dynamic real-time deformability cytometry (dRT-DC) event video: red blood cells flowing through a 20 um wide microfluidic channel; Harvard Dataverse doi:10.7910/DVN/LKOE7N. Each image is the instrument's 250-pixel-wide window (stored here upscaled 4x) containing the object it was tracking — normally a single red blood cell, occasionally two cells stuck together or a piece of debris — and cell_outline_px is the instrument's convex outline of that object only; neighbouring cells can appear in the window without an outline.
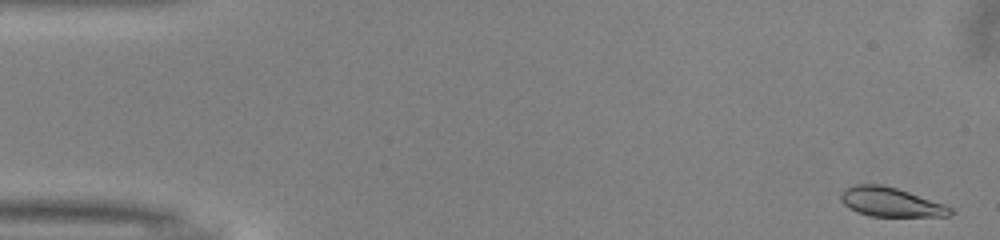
{"species": "common noctule bat (a hibernating species)", "species_latin": "Nyctalus noctula", "temperature_condition": "warm", "stored_images_in_passage": 50, "camera_frame_rate_fps": 3000, "um_per_image_px": 0.085, "animal": {"sex": "male", "body_mass_g": 13.0, "forearm_length_mm": 53.1}, "frame": {"image": 1, "passage_image": 1, "time_ms": 0.0, "image_size_px": [1000, 240], "cell_outline_px": [[956, 212], [948, 216], [868, 216], [856, 212], [848, 208], [840, 200], [840, 192], [844, 188], [852, 184], [880, 184], [896, 188], [944, 204], [952, 208]], "centroid_in_image_um": [75.66, 17.17], "position_along_channel_um": 9.3, "area_um2": 18.79}}
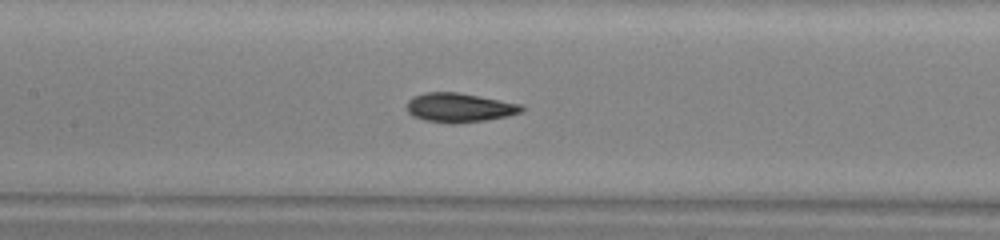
{"frame": {"image": 2, "passage_image": 23, "time_ms": 7.333, "image_size_px": [1000, 240], "cell_outline_px": [[524, 108], [520, 112], [508, 116], [484, 120], [452, 124], [424, 120], [412, 116], [408, 112], [408, 100], [412, 96], [428, 92], [456, 92], [480, 96], [524, 104]], "centroid_in_image_um": [39.05, 9.14], "position_along_channel_um": 168.3, "area_um2": 19.54}}
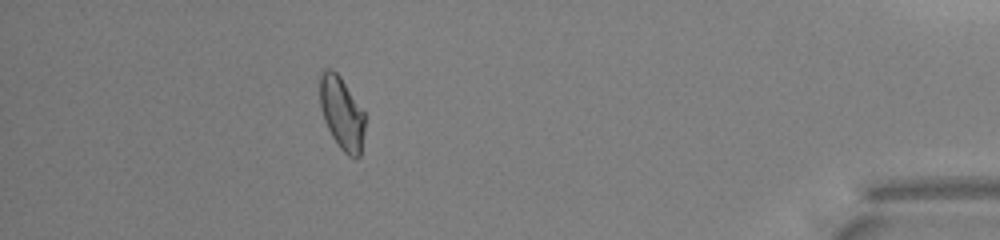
{"frame": {"image": 3, "passage_image": 45, "time_ms": 14.667, "image_size_px": [1000, 240], "cell_outline_px": [[364, 132], [360, 156], [356, 160], [348, 156], [340, 148], [332, 136], [324, 120], [320, 104], [320, 72], [324, 68], [332, 68], [340, 76], [364, 112]], "centroid_in_image_um": [29.04, 9.62], "position_along_channel_um": 406.2, "area_um2": 19.07}, "authors_computed_cell_mechanics": {"area_um2": 19.1896, "velocity_mm_per_s": 4.0046, "shape_relaxation_time_tau1_ms": 4.2625, "shape_relaxation_time_tau2_ms": 1.9021, "deformation_change_tau1": 0.1336, "deformation_change_tau2": 0.0605}}